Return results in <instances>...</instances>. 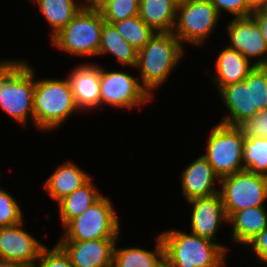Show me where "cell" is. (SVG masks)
<instances>
[{"label":"cell","instance_id":"5bb4252c","mask_svg":"<svg viewBox=\"0 0 267 267\" xmlns=\"http://www.w3.org/2000/svg\"><path fill=\"white\" fill-rule=\"evenodd\" d=\"M192 205L191 233L200 237L217 241L216 233L222 221L228 222V217L218 193L188 201Z\"/></svg>","mask_w":267,"mask_h":267},{"label":"cell","instance_id":"4fadbf2b","mask_svg":"<svg viewBox=\"0 0 267 267\" xmlns=\"http://www.w3.org/2000/svg\"><path fill=\"white\" fill-rule=\"evenodd\" d=\"M118 238H102L86 241H59L73 267H110L114 244Z\"/></svg>","mask_w":267,"mask_h":267},{"label":"cell","instance_id":"4316f807","mask_svg":"<svg viewBox=\"0 0 267 267\" xmlns=\"http://www.w3.org/2000/svg\"><path fill=\"white\" fill-rule=\"evenodd\" d=\"M112 24L119 34L137 51L141 50L156 33L138 15Z\"/></svg>","mask_w":267,"mask_h":267},{"label":"cell","instance_id":"cb8c5ba5","mask_svg":"<svg viewBox=\"0 0 267 267\" xmlns=\"http://www.w3.org/2000/svg\"><path fill=\"white\" fill-rule=\"evenodd\" d=\"M37 3L42 16L52 28L51 37L63 29L83 8L76 0H31Z\"/></svg>","mask_w":267,"mask_h":267},{"label":"cell","instance_id":"7402d4cb","mask_svg":"<svg viewBox=\"0 0 267 267\" xmlns=\"http://www.w3.org/2000/svg\"><path fill=\"white\" fill-rule=\"evenodd\" d=\"M107 53L115 56L123 66L136 67L138 51L119 34L113 24L104 22L98 55Z\"/></svg>","mask_w":267,"mask_h":267},{"label":"cell","instance_id":"74e56055","mask_svg":"<svg viewBox=\"0 0 267 267\" xmlns=\"http://www.w3.org/2000/svg\"><path fill=\"white\" fill-rule=\"evenodd\" d=\"M0 267H30V266L16 261L0 259Z\"/></svg>","mask_w":267,"mask_h":267},{"label":"cell","instance_id":"52a82bcc","mask_svg":"<svg viewBox=\"0 0 267 267\" xmlns=\"http://www.w3.org/2000/svg\"><path fill=\"white\" fill-rule=\"evenodd\" d=\"M206 153L203 156L221 179L243 171L245 136L237 126L217 124L208 134Z\"/></svg>","mask_w":267,"mask_h":267},{"label":"cell","instance_id":"277c9868","mask_svg":"<svg viewBox=\"0 0 267 267\" xmlns=\"http://www.w3.org/2000/svg\"><path fill=\"white\" fill-rule=\"evenodd\" d=\"M33 106L34 125L42 131L58 128L79 110L68 78L35 79Z\"/></svg>","mask_w":267,"mask_h":267},{"label":"cell","instance_id":"4dcf8cb0","mask_svg":"<svg viewBox=\"0 0 267 267\" xmlns=\"http://www.w3.org/2000/svg\"><path fill=\"white\" fill-rule=\"evenodd\" d=\"M31 267H73L64 250L56 244L51 250L45 246Z\"/></svg>","mask_w":267,"mask_h":267},{"label":"cell","instance_id":"7c38bea8","mask_svg":"<svg viewBox=\"0 0 267 267\" xmlns=\"http://www.w3.org/2000/svg\"><path fill=\"white\" fill-rule=\"evenodd\" d=\"M24 221L12 226L0 227V259L32 266L45 247L21 227Z\"/></svg>","mask_w":267,"mask_h":267},{"label":"cell","instance_id":"e0dca14e","mask_svg":"<svg viewBox=\"0 0 267 267\" xmlns=\"http://www.w3.org/2000/svg\"><path fill=\"white\" fill-rule=\"evenodd\" d=\"M220 178L215 174L213 167L202 155L192 161L182 172V193L187 201L196 198L212 196L219 192L216 180Z\"/></svg>","mask_w":267,"mask_h":267},{"label":"cell","instance_id":"ffe728a7","mask_svg":"<svg viewBox=\"0 0 267 267\" xmlns=\"http://www.w3.org/2000/svg\"><path fill=\"white\" fill-rule=\"evenodd\" d=\"M232 224V241L246 245L267 227L265 206L249 207L235 212L229 219Z\"/></svg>","mask_w":267,"mask_h":267},{"label":"cell","instance_id":"5b68a950","mask_svg":"<svg viewBox=\"0 0 267 267\" xmlns=\"http://www.w3.org/2000/svg\"><path fill=\"white\" fill-rule=\"evenodd\" d=\"M103 16L100 11L82 8L52 39V44L77 56H98Z\"/></svg>","mask_w":267,"mask_h":267},{"label":"cell","instance_id":"9a60e30c","mask_svg":"<svg viewBox=\"0 0 267 267\" xmlns=\"http://www.w3.org/2000/svg\"><path fill=\"white\" fill-rule=\"evenodd\" d=\"M67 76L79 111L100 107V66L86 63L76 66Z\"/></svg>","mask_w":267,"mask_h":267},{"label":"cell","instance_id":"9c48e42d","mask_svg":"<svg viewBox=\"0 0 267 267\" xmlns=\"http://www.w3.org/2000/svg\"><path fill=\"white\" fill-rule=\"evenodd\" d=\"M220 19L210 0H189L177 4L173 34L180 43L198 45L210 36Z\"/></svg>","mask_w":267,"mask_h":267},{"label":"cell","instance_id":"d4e9b609","mask_svg":"<svg viewBox=\"0 0 267 267\" xmlns=\"http://www.w3.org/2000/svg\"><path fill=\"white\" fill-rule=\"evenodd\" d=\"M164 255V246L160 235L156 237V248L153 251L139 247L117 248L116 242L113 249V267H154Z\"/></svg>","mask_w":267,"mask_h":267},{"label":"cell","instance_id":"ab89813d","mask_svg":"<svg viewBox=\"0 0 267 267\" xmlns=\"http://www.w3.org/2000/svg\"><path fill=\"white\" fill-rule=\"evenodd\" d=\"M185 1H189V0H175V2L178 4V3H181V2H185Z\"/></svg>","mask_w":267,"mask_h":267},{"label":"cell","instance_id":"f546056e","mask_svg":"<svg viewBox=\"0 0 267 267\" xmlns=\"http://www.w3.org/2000/svg\"><path fill=\"white\" fill-rule=\"evenodd\" d=\"M23 218L21 206L16 199L0 188V227L19 224Z\"/></svg>","mask_w":267,"mask_h":267},{"label":"cell","instance_id":"ac0fdd59","mask_svg":"<svg viewBox=\"0 0 267 267\" xmlns=\"http://www.w3.org/2000/svg\"><path fill=\"white\" fill-rule=\"evenodd\" d=\"M252 63L239 51L226 46L219 53L215 64L218 74L211 78L215 87L219 91L227 85L243 81L254 69L255 65Z\"/></svg>","mask_w":267,"mask_h":267},{"label":"cell","instance_id":"836d02e7","mask_svg":"<svg viewBox=\"0 0 267 267\" xmlns=\"http://www.w3.org/2000/svg\"><path fill=\"white\" fill-rule=\"evenodd\" d=\"M246 245L251 246L257 259L267 263V227L251 239Z\"/></svg>","mask_w":267,"mask_h":267},{"label":"cell","instance_id":"83f0119b","mask_svg":"<svg viewBox=\"0 0 267 267\" xmlns=\"http://www.w3.org/2000/svg\"><path fill=\"white\" fill-rule=\"evenodd\" d=\"M140 0H112L101 10L103 20L114 23L139 14Z\"/></svg>","mask_w":267,"mask_h":267},{"label":"cell","instance_id":"d6986e66","mask_svg":"<svg viewBox=\"0 0 267 267\" xmlns=\"http://www.w3.org/2000/svg\"><path fill=\"white\" fill-rule=\"evenodd\" d=\"M90 178L91 176L74 162L66 161L47 178L44 188L53 200L59 202L84 185Z\"/></svg>","mask_w":267,"mask_h":267},{"label":"cell","instance_id":"8992f818","mask_svg":"<svg viewBox=\"0 0 267 267\" xmlns=\"http://www.w3.org/2000/svg\"><path fill=\"white\" fill-rule=\"evenodd\" d=\"M60 241H86L102 238H118V216L109 198L103 195L81 215L64 226Z\"/></svg>","mask_w":267,"mask_h":267},{"label":"cell","instance_id":"d6a6232c","mask_svg":"<svg viewBox=\"0 0 267 267\" xmlns=\"http://www.w3.org/2000/svg\"><path fill=\"white\" fill-rule=\"evenodd\" d=\"M217 13L222 15V10L234 15V18L249 17L253 11L247 6L246 0H210Z\"/></svg>","mask_w":267,"mask_h":267},{"label":"cell","instance_id":"6da1fadb","mask_svg":"<svg viewBox=\"0 0 267 267\" xmlns=\"http://www.w3.org/2000/svg\"><path fill=\"white\" fill-rule=\"evenodd\" d=\"M34 72L25 60L0 61V107L20 125L34 123Z\"/></svg>","mask_w":267,"mask_h":267},{"label":"cell","instance_id":"8fae6325","mask_svg":"<svg viewBox=\"0 0 267 267\" xmlns=\"http://www.w3.org/2000/svg\"><path fill=\"white\" fill-rule=\"evenodd\" d=\"M226 31L231 43L228 47L239 51L248 60L257 57L255 66H267V45L251 16L233 18Z\"/></svg>","mask_w":267,"mask_h":267},{"label":"cell","instance_id":"e575fe53","mask_svg":"<svg viewBox=\"0 0 267 267\" xmlns=\"http://www.w3.org/2000/svg\"><path fill=\"white\" fill-rule=\"evenodd\" d=\"M250 16L256 21L267 45V11L265 9L256 10Z\"/></svg>","mask_w":267,"mask_h":267},{"label":"cell","instance_id":"3957f363","mask_svg":"<svg viewBox=\"0 0 267 267\" xmlns=\"http://www.w3.org/2000/svg\"><path fill=\"white\" fill-rule=\"evenodd\" d=\"M183 46L173 32H158L138 51L135 68L140 69V83L150 95L180 63Z\"/></svg>","mask_w":267,"mask_h":267},{"label":"cell","instance_id":"f35d334b","mask_svg":"<svg viewBox=\"0 0 267 267\" xmlns=\"http://www.w3.org/2000/svg\"><path fill=\"white\" fill-rule=\"evenodd\" d=\"M154 267H173V264L163 255Z\"/></svg>","mask_w":267,"mask_h":267},{"label":"cell","instance_id":"44dd1931","mask_svg":"<svg viewBox=\"0 0 267 267\" xmlns=\"http://www.w3.org/2000/svg\"><path fill=\"white\" fill-rule=\"evenodd\" d=\"M176 13L175 0H140L138 16L156 33L173 32Z\"/></svg>","mask_w":267,"mask_h":267},{"label":"cell","instance_id":"8d00e7d4","mask_svg":"<svg viewBox=\"0 0 267 267\" xmlns=\"http://www.w3.org/2000/svg\"><path fill=\"white\" fill-rule=\"evenodd\" d=\"M247 6L252 10H262L267 6V0H246Z\"/></svg>","mask_w":267,"mask_h":267},{"label":"cell","instance_id":"f1b7e54d","mask_svg":"<svg viewBox=\"0 0 267 267\" xmlns=\"http://www.w3.org/2000/svg\"><path fill=\"white\" fill-rule=\"evenodd\" d=\"M252 110L267 109V66H255L251 71Z\"/></svg>","mask_w":267,"mask_h":267},{"label":"cell","instance_id":"7a4b0ae2","mask_svg":"<svg viewBox=\"0 0 267 267\" xmlns=\"http://www.w3.org/2000/svg\"><path fill=\"white\" fill-rule=\"evenodd\" d=\"M159 235L164 246V256L173 267L225 266L228 249L224 245L174 229L166 230Z\"/></svg>","mask_w":267,"mask_h":267},{"label":"cell","instance_id":"30bf717a","mask_svg":"<svg viewBox=\"0 0 267 267\" xmlns=\"http://www.w3.org/2000/svg\"><path fill=\"white\" fill-rule=\"evenodd\" d=\"M139 78L123 71H107L100 67V107L132 109L150 102L153 95L141 85Z\"/></svg>","mask_w":267,"mask_h":267},{"label":"cell","instance_id":"d590c367","mask_svg":"<svg viewBox=\"0 0 267 267\" xmlns=\"http://www.w3.org/2000/svg\"><path fill=\"white\" fill-rule=\"evenodd\" d=\"M112 0H85L84 3L81 2L82 7L89 10L100 11L105 5H107Z\"/></svg>","mask_w":267,"mask_h":267},{"label":"cell","instance_id":"603a6c76","mask_svg":"<svg viewBox=\"0 0 267 267\" xmlns=\"http://www.w3.org/2000/svg\"><path fill=\"white\" fill-rule=\"evenodd\" d=\"M92 179L91 177L84 185L58 202L63 227L69 221L81 215L102 196L95 185L92 184Z\"/></svg>","mask_w":267,"mask_h":267},{"label":"cell","instance_id":"1f68e13d","mask_svg":"<svg viewBox=\"0 0 267 267\" xmlns=\"http://www.w3.org/2000/svg\"><path fill=\"white\" fill-rule=\"evenodd\" d=\"M237 127L244 136L267 138V109L259 111L252 118L245 119Z\"/></svg>","mask_w":267,"mask_h":267},{"label":"cell","instance_id":"ba28073f","mask_svg":"<svg viewBox=\"0 0 267 267\" xmlns=\"http://www.w3.org/2000/svg\"><path fill=\"white\" fill-rule=\"evenodd\" d=\"M228 219L237 211L263 206L267 201V176L243 170L217 181Z\"/></svg>","mask_w":267,"mask_h":267},{"label":"cell","instance_id":"2e32d148","mask_svg":"<svg viewBox=\"0 0 267 267\" xmlns=\"http://www.w3.org/2000/svg\"><path fill=\"white\" fill-rule=\"evenodd\" d=\"M218 92L229 111L218 123L238 126L245 119L252 118L259 112L252 110L251 72L243 81L227 85Z\"/></svg>","mask_w":267,"mask_h":267},{"label":"cell","instance_id":"484cf974","mask_svg":"<svg viewBox=\"0 0 267 267\" xmlns=\"http://www.w3.org/2000/svg\"><path fill=\"white\" fill-rule=\"evenodd\" d=\"M243 168L267 176V138L245 136Z\"/></svg>","mask_w":267,"mask_h":267}]
</instances>
